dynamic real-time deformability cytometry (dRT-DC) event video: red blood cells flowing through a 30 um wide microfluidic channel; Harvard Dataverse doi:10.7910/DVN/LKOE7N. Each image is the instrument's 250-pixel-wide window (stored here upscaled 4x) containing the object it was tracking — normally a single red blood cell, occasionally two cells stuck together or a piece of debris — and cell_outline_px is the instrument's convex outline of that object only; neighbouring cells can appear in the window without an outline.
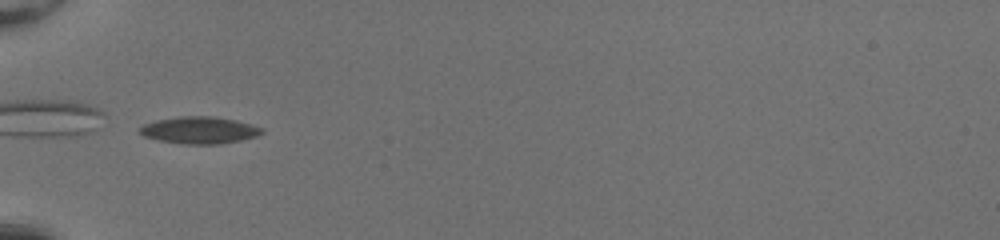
{"species": "common noctule bat (a hibernating species)", "species_latin": "Nyctalus noctula", "temperature_condition": "room temperature", "stored_images_in_passage": 23, "camera_frame_rate_fps": 3000, "um_per_image_px": 0.085, "animal": {"sex": "female", "body_mass_g": 20.0, "forearm_length_mm": 54.0}, "frame": {"image": 1, "passage_image": 1, "time_ms": 0.0, "image_size_px": [1000, 240], "cell_outline_px": [[264, 132], [256, 136], [240, 140], [220, 144], [184, 144], [160, 140], [144, 136], [140, 132], [140, 128], [144, 124], [156, 120], [180, 116], [212, 116], [236, 120], [264, 128]], "centroid_in_image_um": [16.98, 11.06], "position_along_channel_um": 68.0, "area_um2": 19.07}}
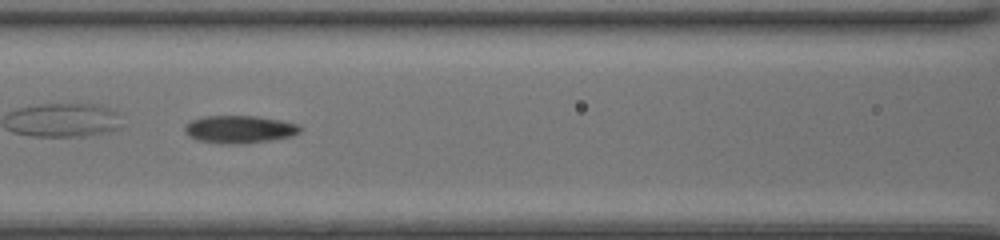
{"frame": {"image": 2, "passage_image": 7, "time_ms": 2.0, "image_size_px": [1000, 240], "cell_outline_px": [[300, 132], [292, 136], [272, 140], [240, 144], [220, 144], [196, 140], [188, 136], [184, 132], [184, 124], [192, 120], [204, 116], [256, 116], [280, 120], [296, 124], [300, 128]], "centroid_in_image_um": [20.29, 11.0], "position_along_channel_um": 146.3, "area_um2": 18.73}}
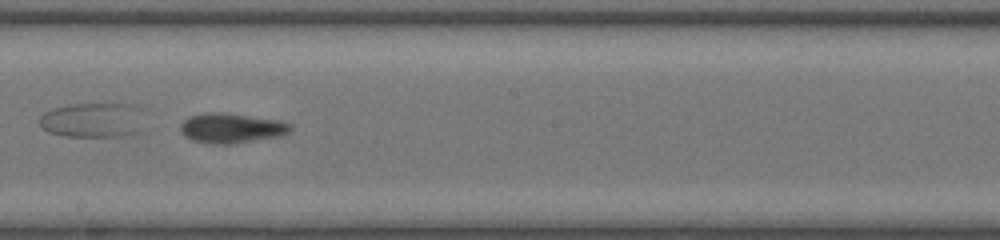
{"frame": {"image": 3, "passage_image": 13, "time_ms": 4.0, "image_size_px": [1000, 240], "cell_outline_px": [[292, 128], [288, 132], [280, 136], [232, 144], [212, 144], [192, 140], [184, 136], [180, 132], [180, 124], [188, 116], [204, 112], [224, 112], [280, 120], [292, 124]], "centroid_in_image_um": [19.64, 10.88], "position_along_channel_um": 228.6, "area_um2": 19.42}}